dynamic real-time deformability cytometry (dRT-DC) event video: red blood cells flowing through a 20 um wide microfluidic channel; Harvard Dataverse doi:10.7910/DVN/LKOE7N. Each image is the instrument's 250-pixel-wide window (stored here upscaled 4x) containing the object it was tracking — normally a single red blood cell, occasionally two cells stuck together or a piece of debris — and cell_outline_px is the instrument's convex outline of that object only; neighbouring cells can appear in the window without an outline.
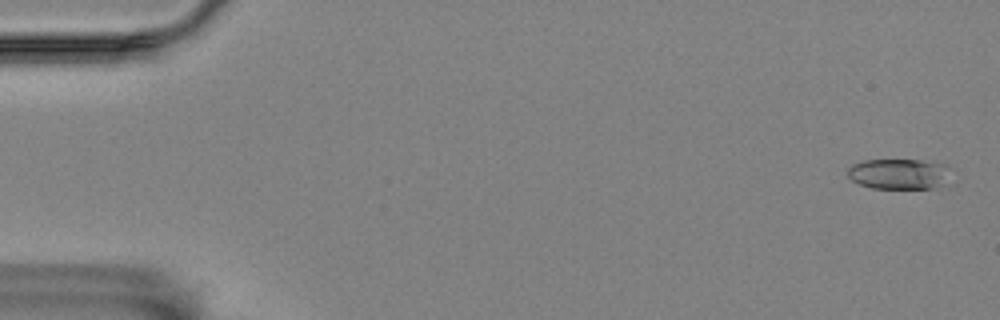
{"species": "Egyptian fruit bat (a non-hibernating species)", "species_latin": "Rousettus aegyptiacus", "temperature_condition": "room temperature", "stored_images_in_passage": 33, "camera_frame_rate_fps": 3000, "um_per_image_px": 0.085, "animal": {"sex": "female"}, "frame": {"image": 1, "passage_image": 2, "time_ms": 0.333, "image_size_px": [1000, 320], "cell_outline_px": [[948, 168], [932, 188], [872, 188], [860, 184], [852, 180], [848, 176], [848, 168], [852, 164], [864, 160], [920, 160], [948, 164]], "centroid_in_image_um": [76.24, 14.75], "position_along_channel_um": 8.8, "area_um2": 17.51}}
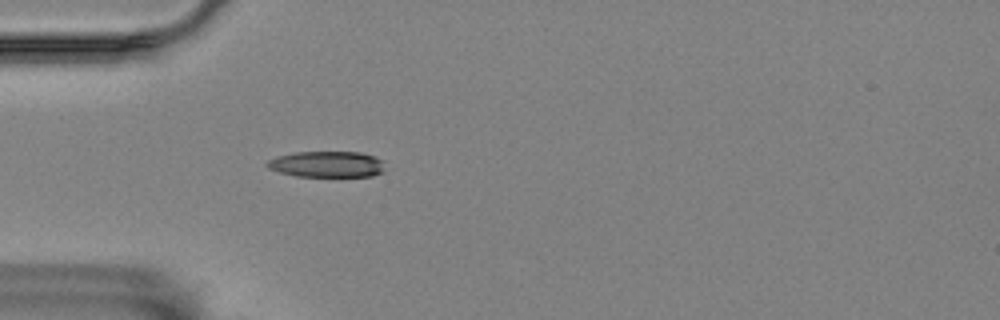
{"frame": {"image": 2, "passage_image": 17, "time_ms": 5.333, "image_size_px": [1000, 320], "cell_outline_px": [[384, 172], [372, 176], [296, 176], [280, 172], [268, 168], [264, 164], [268, 160], [276, 156], [296, 152], [360, 152], [384, 160]], "centroid_in_image_um": [27.79, 13.96], "position_along_channel_um": 57.2, "area_um2": 17.98}}
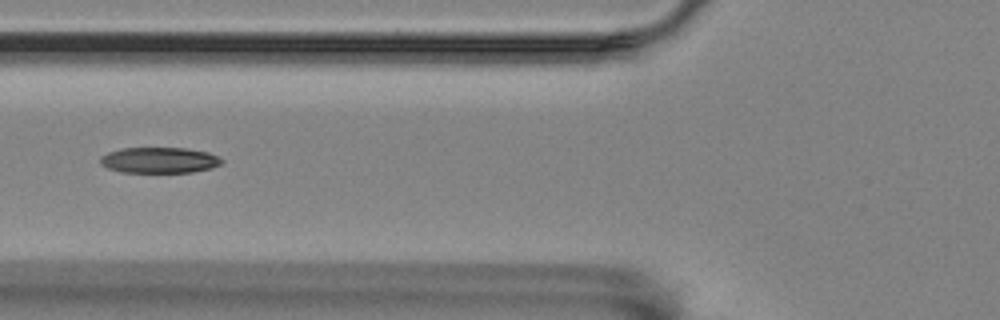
{"frame": {"image": 3, "passage_image": 22, "time_ms": 7.0, "image_size_px": [1000, 320], "cell_outline_px": [[224, 160], [220, 164], [212, 168], [192, 172], [120, 172], [108, 168], [100, 164], [100, 156], [108, 152], [124, 148], [184, 148], [208, 152]], "centroid_in_image_um": [13.52, 13.62], "position_along_channel_um": 112.3, "area_um2": 18.21}}